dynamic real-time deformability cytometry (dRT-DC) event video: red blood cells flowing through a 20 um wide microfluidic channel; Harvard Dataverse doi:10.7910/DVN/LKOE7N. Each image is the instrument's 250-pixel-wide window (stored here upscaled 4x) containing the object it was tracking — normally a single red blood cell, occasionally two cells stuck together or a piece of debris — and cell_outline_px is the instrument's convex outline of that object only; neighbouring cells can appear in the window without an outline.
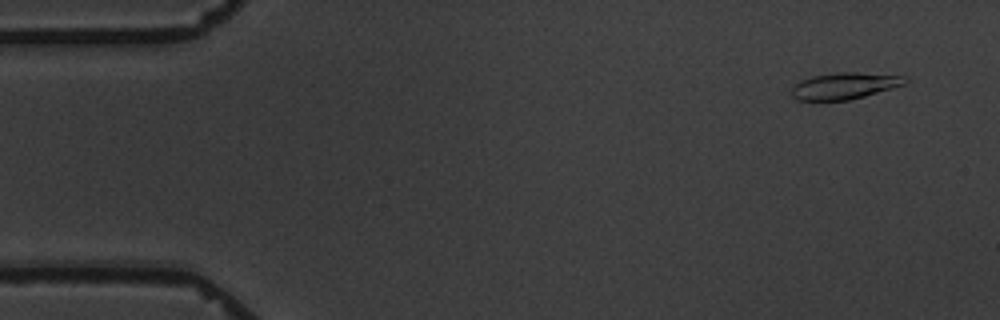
{"species": "common noctule bat (a hibernating species)", "species_latin": "Nyctalus noctula", "temperature_condition": "warm", "stored_images_in_passage": 6, "camera_frame_rate_fps": 3000, "um_per_image_px": 0.085, "animal": {"sex": "male", "body_mass_g": 19.5, "forearm_length_mm": 54.6}, "frame": {"image": 1, "passage_image": 2, "time_ms": 1.0, "image_size_px": [1000, 320], "cell_outline_px": [[908, 80], [904, 84], [892, 88], [864, 96], [848, 100], [796, 100], [792, 96], [792, 88], [800, 80], [812, 76], [836, 72], [856, 72], [904, 76]], "centroid_in_image_um": [71.76, 7.29], "position_along_channel_um": 13.2, "area_um2": 17.4}}